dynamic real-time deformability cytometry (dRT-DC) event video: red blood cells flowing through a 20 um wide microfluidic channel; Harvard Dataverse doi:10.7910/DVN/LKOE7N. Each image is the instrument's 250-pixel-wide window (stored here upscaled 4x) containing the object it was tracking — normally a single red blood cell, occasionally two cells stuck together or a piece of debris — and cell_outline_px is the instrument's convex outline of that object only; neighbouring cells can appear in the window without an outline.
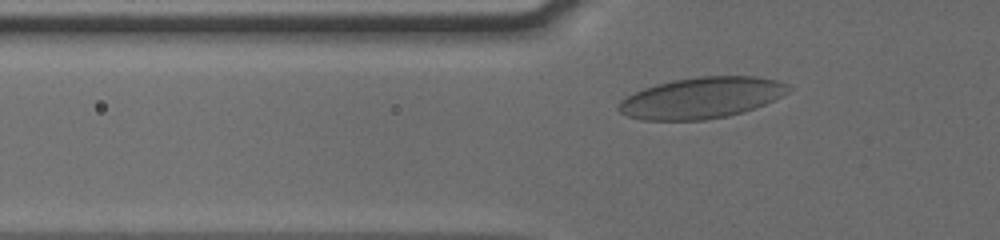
{"species": "human", "species_latin": "Homo sapiens", "temperature_condition": "cold", "stored_images_in_passage": 33, "camera_frame_rate_fps": 3000, "um_per_image_px": 0.085, "donor": {"sex": "male"}, "frame": {"image": 1, "passage_image": 3, "time_ms": 0.667, "image_size_px": [1000, 240], "cell_outline_px": [[792, 88], [788, 92], [756, 108], [728, 116], [704, 120], [640, 120], [628, 116], [620, 112], [616, 108], [620, 100], [644, 88], [656, 84], [672, 80], [700, 76], [756, 76], [776, 80], [788, 84]], "centroid_in_image_um": [59.62, 8.32], "position_along_channel_um": 66.2, "area_um2": 40.69}}
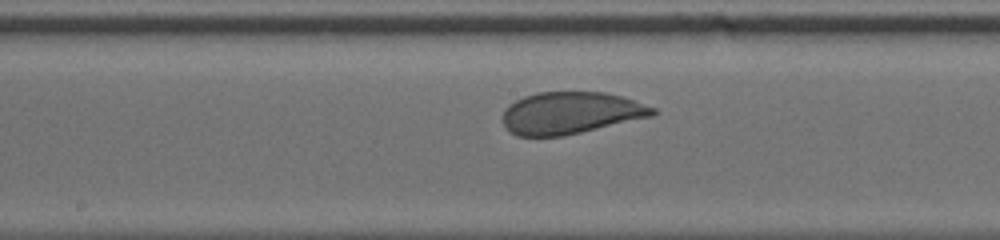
{"frame": {"image": 2, "passage_image": 14, "time_ms": 4.333, "image_size_px": [1000, 240], "cell_outline_px": [[656, 112], [652, 116], [564, 136], [516, 136], [508, 132], [504, 124], [504, 108], [516, 100], [524, 96], [536, 92], [604, 92], [620, 96], [656, 108]], "centroid_in_image_um": [48.47, 9.6], "position_along_channel_um": 199.7, "area_um2": 36.59}}
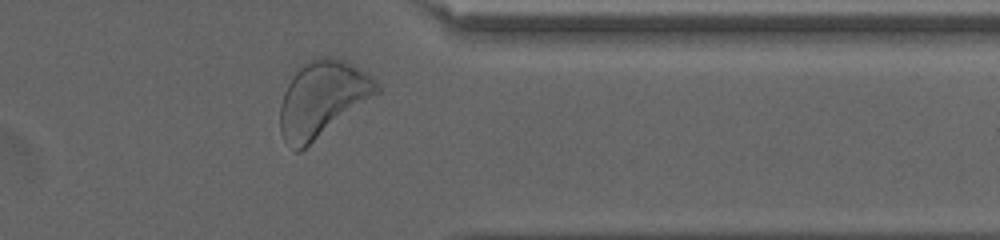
{"frame": {"image": 3, "passage_image": 29, "time_ms": 9.333, "image_size_px": [1000, 240], "cell_outline_px": [[380, 92], [300, 152], [296, 152], [284, 140], [280, 132], [280, 104], [284, 92], [296, 68], [320, 56], [332, 56], [372, 76], [380, 88]], "centroid_in_image_um": [27.36, 8.43], "position_along_channel_um": 384.0, "area_um2": 42.31}, "authors_computed_cell_mechanics": {"area_um2": 37.57, "velocity_mm_per_s": 3.7724, "shape_relaxation_time_tau1_ms": 3.4754, "shape_relaxation_time_tau2_ms": null, "deformation_change_tau1": 0.0835, "deformation_change_tau2": null}}